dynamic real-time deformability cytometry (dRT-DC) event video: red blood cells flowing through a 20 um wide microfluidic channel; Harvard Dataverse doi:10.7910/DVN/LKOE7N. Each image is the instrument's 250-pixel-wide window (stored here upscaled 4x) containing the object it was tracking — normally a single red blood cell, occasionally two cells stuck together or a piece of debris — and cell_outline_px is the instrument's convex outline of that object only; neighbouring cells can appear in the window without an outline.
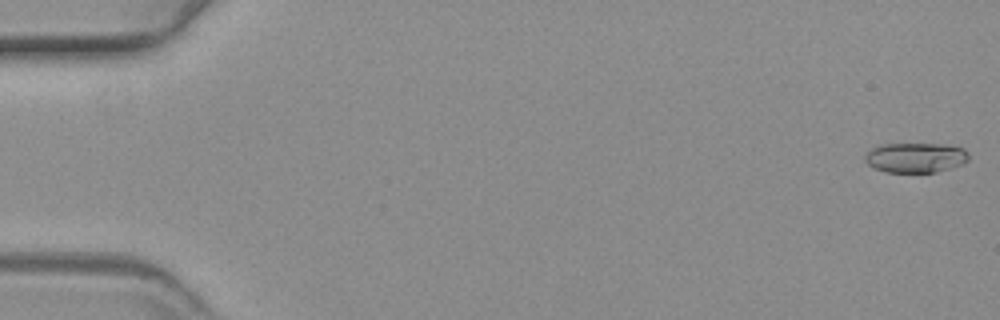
{"species": "common noctule bat (a hibernating species)", "species_latin": "Nyctalus noctula", "temperature_condition": "warm", "stored_images_in_passage": 60, "camera_frame_rate_fps": 3000, "um_per_image_px": 0.085, "animal": {"sex": "female", "body_mass_g": 19.3, "forearm_length_mm": 54.1}, "frame": {"image": 1, "passage_image": 1, "time_ms": 0.0, "image_size_px": [1000, 320], "cell_outline_px": [[968, 160], [960, 164], [936, 172], [888, 172], [876, 168], [868, 164], [864, 160], [864, 156], [872, 148], [880, 144], [940, 144], [964, 148], [968, 152]], "centroid_in_image_um": [77.8, 13.39], "position_along_channel_um": 7.2, "area_um2": 17.86}}
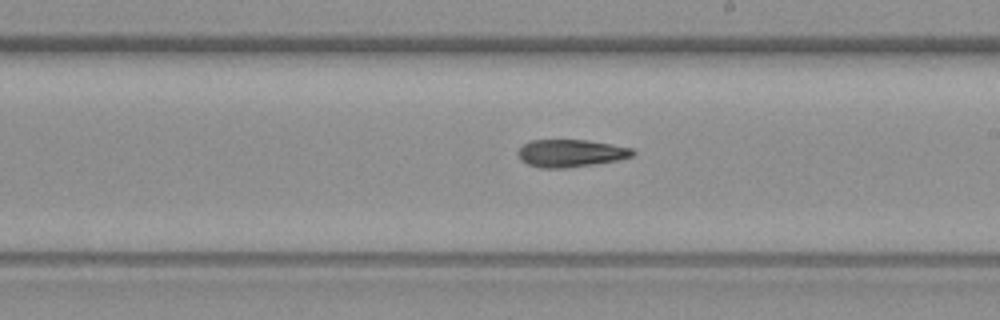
{"frame": {"image": 2, "passage_image": 35, "time_ms": 11.333, "image_size_px": [1000, 320], "cell_outline_px": [[636, 152], [632, 156], [620, 160], [596, 164], [568, 168], [540, 168], [528, 164], [520, 160], [516, 152], [524, 144], [532, 140], [588, 140], [612, 144], [632, 148]], "centroid_in_image_um": [48.52, 13.03], "position_along_channel_um": 240.5, "area_um2": 18.61}}
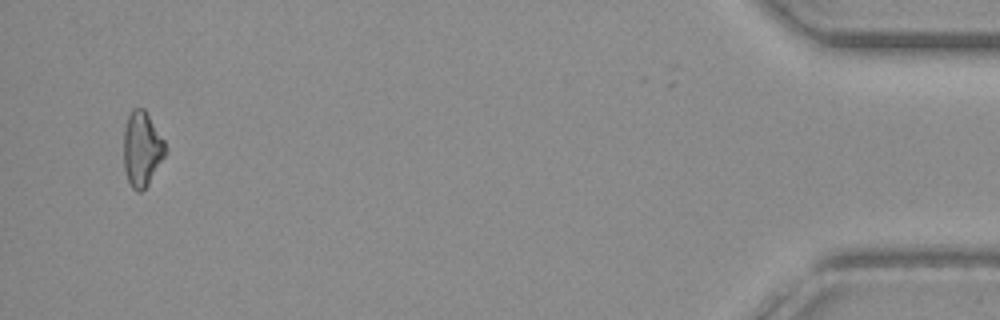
{"frame": {"image": 3, "passage_image": 58, "time_ms": 19.0, "image_size_px": [1000, 320], "cell_outline_px": [[168, 152], [148, 184], [140, 192], [136, 192], [132, 188], [128, 180], [124, 168], [124, 128], [128, 116], [132, 108], [144, 108], [164, 140], [168, 148]], "centroid_in_image_um": [12.08, 12.66], "position_along_channel_um": 423.1, "area_um2": 18.32}}